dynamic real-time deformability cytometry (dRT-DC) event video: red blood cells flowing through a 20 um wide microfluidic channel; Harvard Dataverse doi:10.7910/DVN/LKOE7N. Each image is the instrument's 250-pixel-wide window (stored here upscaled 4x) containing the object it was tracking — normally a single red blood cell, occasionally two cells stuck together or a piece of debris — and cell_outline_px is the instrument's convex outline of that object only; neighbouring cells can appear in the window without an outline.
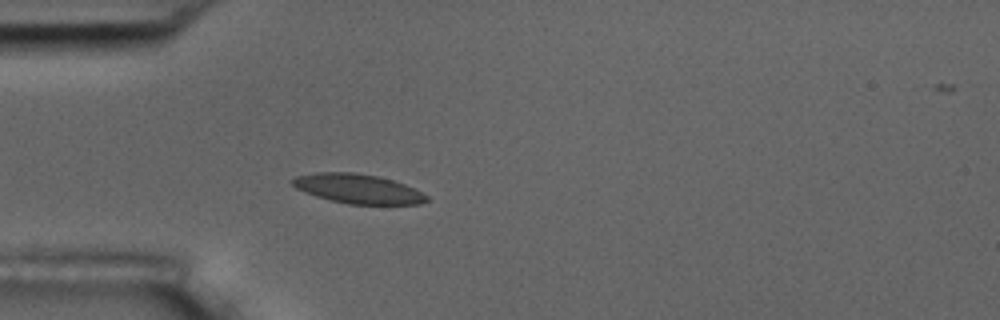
{"species": "common noctule bat (a hibernating species)", "species_latin": "Nyctalus noctula", "temperature_condition": "room temperature", "stored_images_in_passage": 40, "camera_frame_rate_fps": 3000, "um_per_image_px": 0.085, "animal": {"sex": "male", "body_mass_g": 17.5, "forearm_length_mm": 52.3}, "frame": {"image": 1, "passage_image": 1, "time_ms": 0.0, "image_size_px": [1000, 320], "cell_outline_px": [[428, 200], [420, 204], [348, 204], [316, 196], [296, 188], [288, 180], [296, 176], [316, 172], [352, 172], [376, 176], [392, 180], [404, 184], [428, 196]], "centroid_in_image_um": [30.38, 16.04], "position_along_channel_um": 54.6, "area_um2": 22.77}}
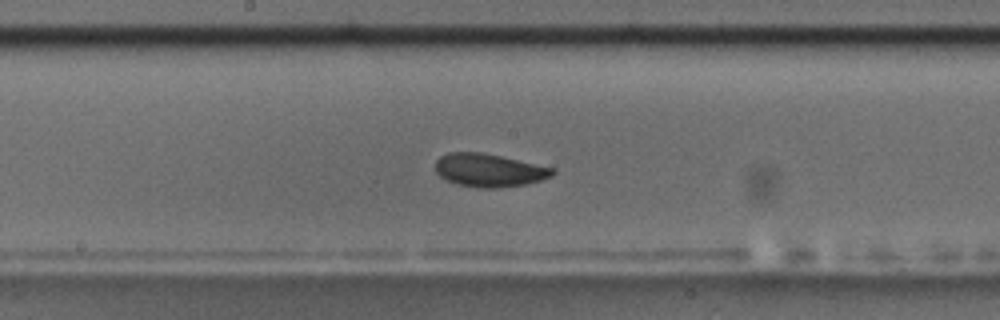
{"frame": {"image": 2, "passage_image": 14, "time_ms": 4.333, "image_size_px": [1000, 320], "cell_outline_px": [[556, 172], [552, 176], [540, 180], [524, 184], [500, 188], [484, 188], [456, 184], [444, 180], [436, 172], [436, 160], [440, 156], [448, 152], [484, 152], [556, 168]], "centroid_in_image_um": [41.57, 14.46], "position_along_channel_um": 206.6, "area_um2": 22.83}}
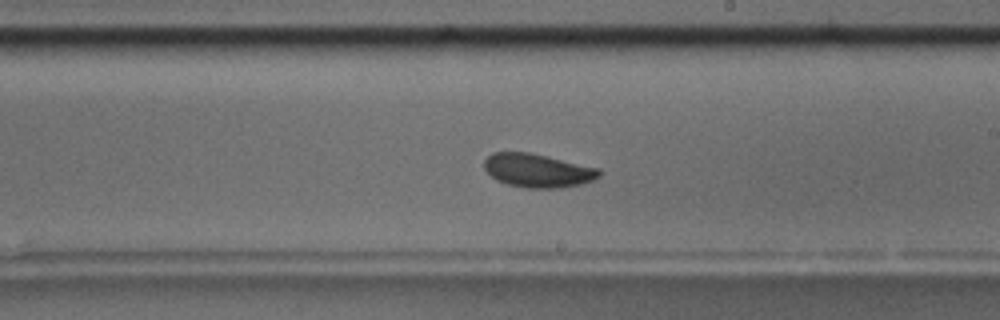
{"frame": {"image": 3, "passage_image": 17, "time_ms": 5.333, "image_size_px": [1000, 320], "cell_outline_px": [[600, 176], [592, 180], [580, 184], [560, 188], [524, 188], [508, 184], [496, 180], [484, 168], [484, 160], [492, 152], [532, 152], [600, 168]], "centroid_in_image_um": [45.7, 14.48], "position_along_channel_um": 243.3, "area_um2": 22.66}, "authors_computed_cell_mechanics": {"area_um2": 22.0507, "velocity_mm_per_s": 3.6869, "shape_relaxation_time_tau1_ms": null, "shape_relaxation_time_tau2_ms": 3.9481, "deformation_change_tau1": null, "deformation_change_tau2": 0.0662}}